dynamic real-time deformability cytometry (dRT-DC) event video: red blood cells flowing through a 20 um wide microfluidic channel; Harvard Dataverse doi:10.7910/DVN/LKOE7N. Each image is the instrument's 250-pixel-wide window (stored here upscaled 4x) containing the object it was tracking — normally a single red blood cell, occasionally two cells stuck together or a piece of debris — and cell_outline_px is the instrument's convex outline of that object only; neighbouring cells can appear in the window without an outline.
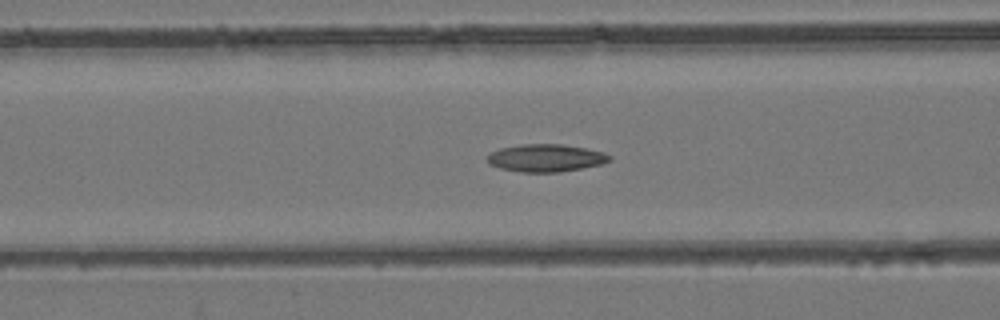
{"species": "common noctule bat (a hibernating species)", "species_latin": "Nyctalus noctula", "temperature_condition": "room temperature", "stored_images_in_passage": 57, "camera_frame_rate_fps": 3000, "um_per_image_px": 0.085, "animal": {"sex": "female", "body_mass_g": 24.6, "forearm_length_mm": 56.2}, "frame": {"image": 1, "passage_image": 24, "time_ms": 7.667, "image_size_px": [1000, 320], "cell_outline_px": [[612, 160], [600, 164], [560, 172], [520, 172], [500, 168], [488, 164], [488, 156], [492, 152], [500, 148], [520, 144], [560, 144], [584, 148], [604, 152], [612, 156]], "centroid_in_image_um": [46.39, 13.42], "position_along_channel_um": 120.2, "area_um2": 19.54}}
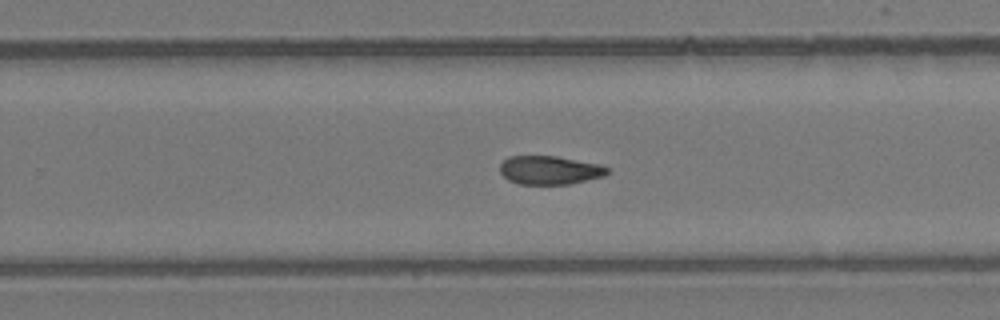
{"frame": {"image": 2, "passage_image": 37, "time_ms": 12.0, "image_size_px": [1000, 320], "cell_outline_px": [[608, 172], [604, 176], [568, 184], [520, 184], [508, 180], [500, 172], [500, 164], [508, 156], [556, 156], [600, 164], [608, 168]], "centroid_in_image_um": [46.7, 14.46], "position_along_channel_um": 283.1, "area_um2": 17.8}}
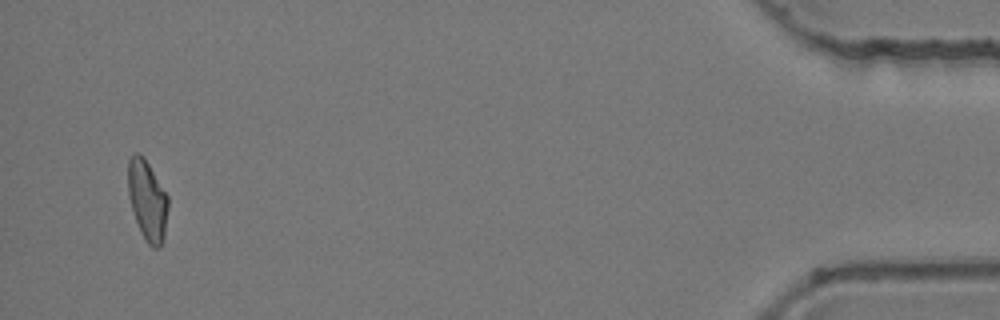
{"frame": {"image": 3, "passage_image": 55, "time_ms": 18.0, "image_size_px": [1000, 320], "cell_outline_px": [[168, 208], [164, 236], [160, 248], [152, 248], [148, 244], [136, 220], [128, 196], [128, 160], [136, 152], [140, 152], [144, 156], [168, 196]], "centroid_in_image_um": [12.53, 17.0], "position_along_channel_um": 422.7, "area_um2": 18.61}, "authors_computed_cell_mechanics": {"area_um2": 18.9006, "velocity_mm_per_s": 3.7671, "shape_relaxation_time_tau1_ms": null, "shape_relaxation_time_tau2_ms": 8.6598, "deformation_change_tau1": null, "deformation_change_tau2": 0.1619}}